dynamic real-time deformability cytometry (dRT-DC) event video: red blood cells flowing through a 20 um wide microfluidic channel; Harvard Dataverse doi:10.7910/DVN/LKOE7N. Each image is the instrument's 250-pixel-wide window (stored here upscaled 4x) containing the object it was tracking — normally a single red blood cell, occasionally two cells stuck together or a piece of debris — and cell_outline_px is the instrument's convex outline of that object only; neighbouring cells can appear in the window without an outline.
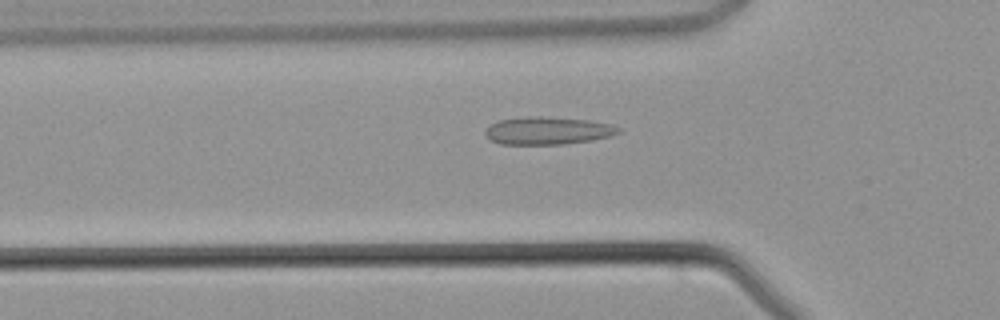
{"species": "common noctule bat (a hibernating species)", "species_latin": "Nyctalus noctula", "temperature_condition": "warm", "stored_images_in_passage": 38, "camera_frame_rate_fps": 3000, "um_per_image_px": 0.085, "animal": {"sex": "male", "body_mass_g": 21.5, "forearm_length_mm": 52.0}, "frame": {"image": 1, "passage_image": 8, "time_ms": 2.333, "image_size_px": [1000, 320], "cell_outline_px": [[620, 132], [608, 136], [588, 140], [564, 144], [500, 144], [492, 140], [484, 132], [484, 128], [496, 120], [524, 116], [540, 116], [588, 120], [612, 124], [620, 128]], "centroid_in_image_um": [46.49, 11.09], "position_along_channel_um": 79.3, "area_um2": 21.44}}
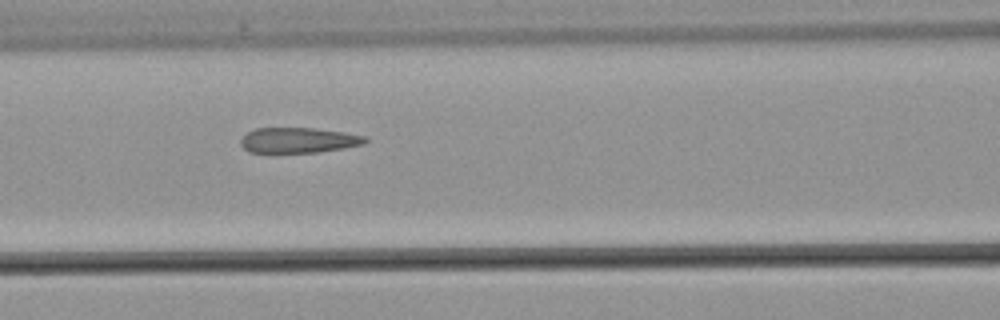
{"frame": {"image": 2, "passage_image": 12, "time_ms": 3.667, "image_size_px": [1000, 320], "cell_outline_px": [[368, 140], [364, 144], [344, 148], [316, 152], [248, 152], [240, 144], [240, 140], [248, 132], [256, 128], [312, 128], [344, 132], [368, 136]], "centroid_in_image_um": [25.4, 11.91], "position_along_channel_um": 141.2, "area_um2": 18.32}}
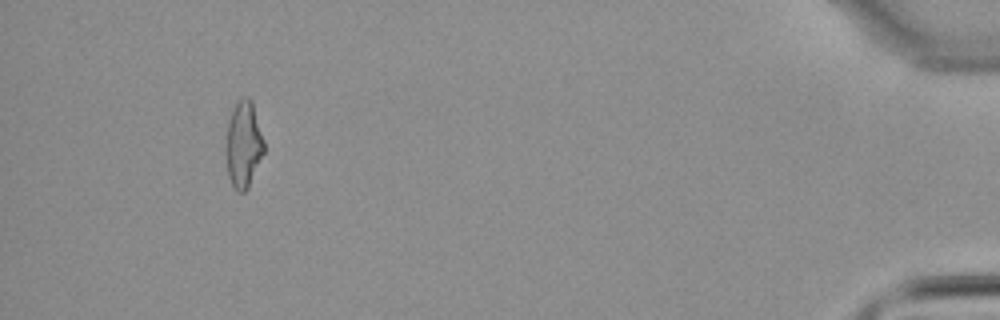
{"frame": {"image": 3, "passage_image": 35, "time_ms": 11.333, "image_size_px": [1000, 320], "cell_outline_px": [[264, 152], [248, 188], [244, 192], [236, 192], [228, 176], [224, 148], [228, 120], [240, 96], [248, 96], [252, 100], [264, 140]], "centroid_in_image_um": [20.68, 12.27], "position_along_channel_um": 414.5, "area_um2": 19.54}}